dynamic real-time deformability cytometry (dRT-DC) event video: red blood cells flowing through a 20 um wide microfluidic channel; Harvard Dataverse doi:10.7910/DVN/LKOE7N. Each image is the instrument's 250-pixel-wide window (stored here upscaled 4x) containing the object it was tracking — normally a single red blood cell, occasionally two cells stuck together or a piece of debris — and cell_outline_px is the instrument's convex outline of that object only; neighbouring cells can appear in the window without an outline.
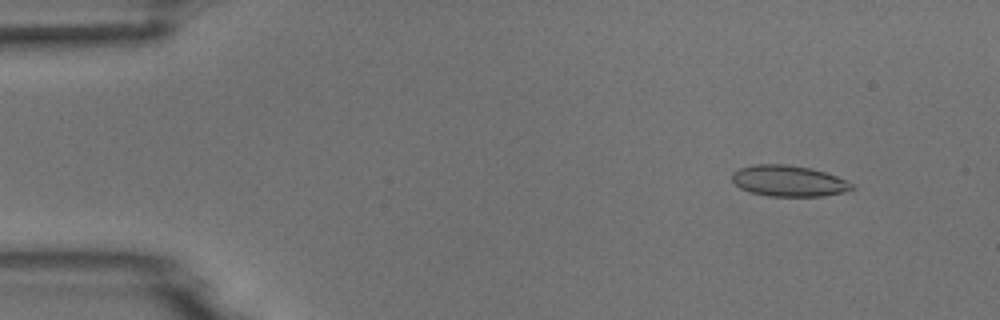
{"species": "common noctule bat (a hibernating species)", "species_latin": "Nyctalus noctula", "temperature_condition": "room temperature", "stored_images_in_passage": 16, "camera_frame_rate_fps": 3000, "um_per_image_px": 0.085, "animal": {"sex": "male", "body_mass_g": 18.8}, "frame": {"image": 1, "passage_image": 6, "time_ms": 1.667, "image_size_px": [1000, 320], "cell_outline_px": [[856, 188], [844, 192], [824, 196], [768, 196], [748, 192], [740, 188], [732, 180], [732, 172], [740, 168], [752, 164], [788, 164], [812, 168], [836, 176], [852, 184]], "centroid_in_image_um": [67.01, 15.38], "position_along_channel_um": 18.0, "area_um2": 21.79}}